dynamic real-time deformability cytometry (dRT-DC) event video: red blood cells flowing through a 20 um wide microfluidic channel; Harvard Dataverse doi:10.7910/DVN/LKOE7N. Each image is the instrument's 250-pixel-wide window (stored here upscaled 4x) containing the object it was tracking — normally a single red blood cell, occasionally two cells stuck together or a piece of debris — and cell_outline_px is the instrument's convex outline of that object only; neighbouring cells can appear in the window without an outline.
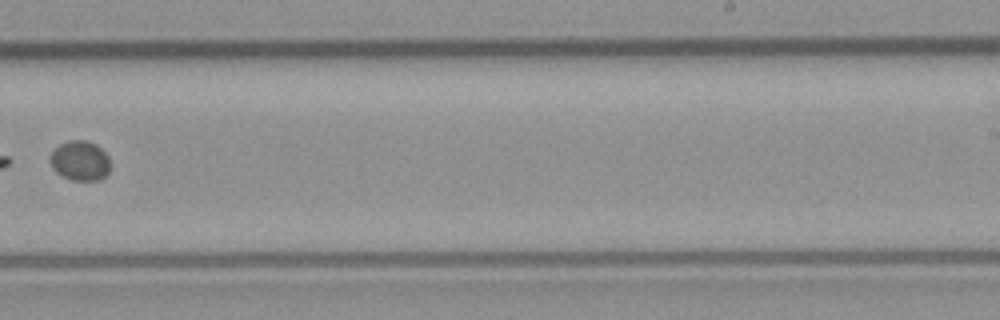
{"species": "common noctule bat (a hibernating species)", "species_latin": "Nyctalus noctula", "temperature_condition": "room temperature", "stored_images_in_passage": 9, "camera_frame_rate_fps": 3000, "um_per_image_px": 0.085, "animal": {"sex": "male", "body_mass_g": 23.1, "forearm_length_mm": 52.7}, "frame": {"image": 1, "passage_image": 8, "time_ms": 9.0, "image_size_px": [1000, 320], "cell_outline_px": [[112, 164], [108, 172], [100, 180], [72, 180], [56, 172], [52, 168], [48, 160], [52, 152], [60, 144], [68, 140], [88, 140], [96, 144], [108, 156]], "centroid_in_image_um": [6.81, 13.65], "position_along_channel_um": 282.2, "area_um2": 14.1}}
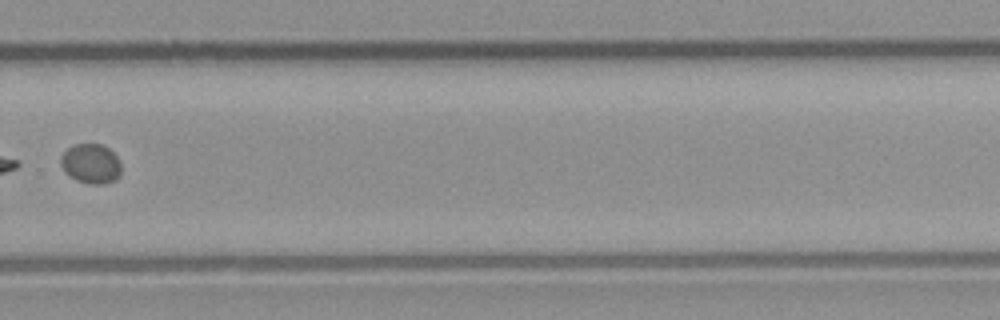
{"frame": {"image": 2, "passage_image": 9, "time_ms": 10.0, "image_size_px": [1000, 320], "cell_outline_px": [[120, 176], [116, 180], [104, 184], [88, 184], [76, 180], [68, 176], [64, 172], [60, 164], [60, 156], [68, 148], [76, 144], [100, 144], [108, 148], [120, 160]], "centroid_in_image_um": [7.71, 13.93], "position_along_channel_um": 322.1, "area_um2": 14.16}}